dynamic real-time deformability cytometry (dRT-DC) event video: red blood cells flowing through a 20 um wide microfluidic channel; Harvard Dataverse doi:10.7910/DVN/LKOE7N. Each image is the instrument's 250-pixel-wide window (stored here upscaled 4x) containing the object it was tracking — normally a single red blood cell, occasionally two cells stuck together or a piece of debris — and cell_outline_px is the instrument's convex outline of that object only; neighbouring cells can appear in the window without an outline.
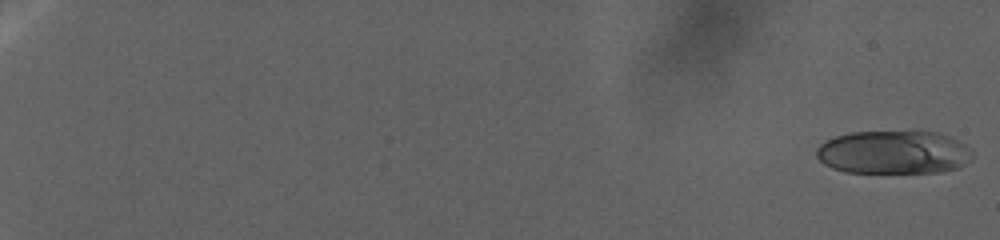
{"species": "human", "species_latin": "Homo sapiens", "temperature_condition": "warm", "stored_images_in_passage": 79, "camera_frame_rate_fps": 3000, "um_per_image_px": 0.085, "donor": {"sex": "female"}, "frame": {"image": 1, "passage_image": 1, "time_ms": 0.0, "image_size_px": [1000, 240], "cell_outline_px": [[976, 156], [972, 160], [960, 168], [940, 172], [844, 172], [832, 168], [824, 164], [816, 156], [816, 148], [820, 144], [836, 136], [852, 132], [912, 128], [940, 132], [952, 136], [960, 140], [972, 148]], "centroid_in_image_um": [76.07, 12.89], "position_along_channel_um": 8.9, "area_um2": 41.21}}
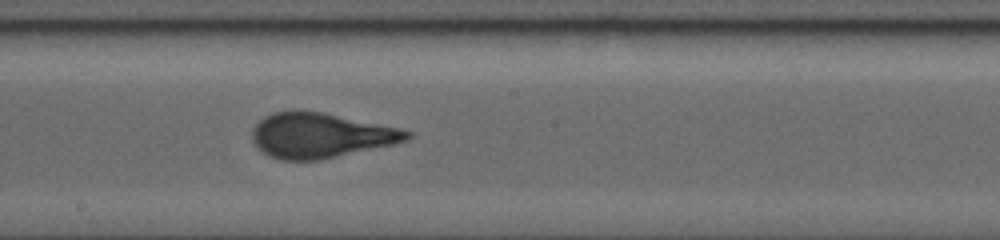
{"frame": {"image": 2, "passage_image": 45, "time_ms": 37.667, "image_size_px": [1000, 240], "cell_outline_px": [[412, 136], [408, 140], [392, 144], [320, 160], [280, 160], [264, 152], [252, 140], [252, 128], [264, 116], [272, 112], [292, 108], [324, 112], [400, 128], [412, 132]], "centroid_in_image_um": [27.22, 11.47], "position_along_channel_um": 221.0, "area_um2": 40.75}}
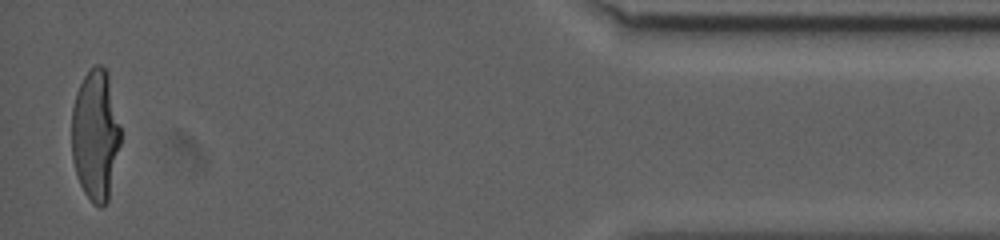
{"frame": {"image": 3, "passage_image": 78, "time_ms": 58.333, "image_size_px": [1000, 240], "cell_outline_px": [[120, 144], [108, 200], [100, 208], [92, 204], [84, 192], [76, 176], [72, 160], [72, 108], [76, 92], [84, 76], [96, 64], [100, 64], [108, 72], [120, 124]], "centroid_in_image_um": [8.11, 11.49], "position_along_channel_um": 427.1, "area_um2": 37.45}}